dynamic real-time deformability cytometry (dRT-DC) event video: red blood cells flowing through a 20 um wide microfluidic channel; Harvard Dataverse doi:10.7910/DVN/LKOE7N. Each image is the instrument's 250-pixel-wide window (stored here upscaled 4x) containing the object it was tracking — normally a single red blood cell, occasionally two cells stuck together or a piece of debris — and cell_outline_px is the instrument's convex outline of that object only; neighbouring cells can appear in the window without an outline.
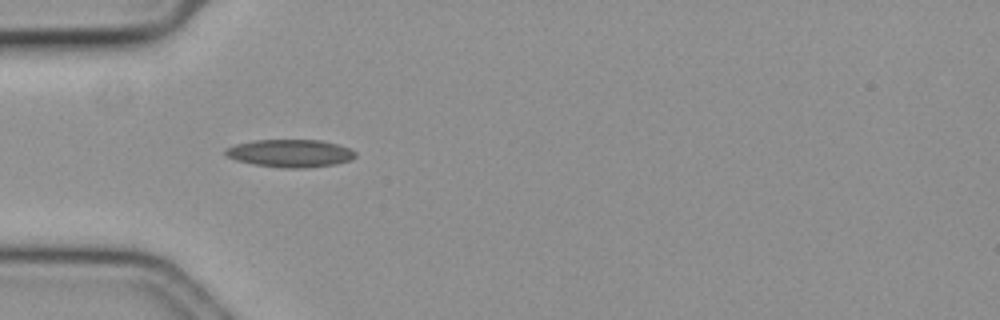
{"species": "common noctule bat (a hibernating species)", "species_latin": "Nyctalus noctula", "temperature_condition": "cold", "stored_images_in_passage": 6, "camera_frame_rate_fps": 3000, "um_per_image_px": 0.085, "animal": {"sex": "female", "body_mass_g": 19.3, "forearm_length_mm": 54.1}, "frame": {"image": 1, "passage_image": 1, "time_ms": 0.0, "image_size_px": [1000, 320], "cell_outline_px": [[356, 156], [352, 160], [336, 164], [304, 168], [284, 168], [256, 164], [236, 160], [228, 156], [224, 152], [224, 148], [236, 144], [256, 140], [320, 140], [336, 144], [348, 148], [356, 152]], "centroid_in_image_um": [24.68, 13.03], "position_along_channel_um": 60.3, "area_um2": 20.87}}